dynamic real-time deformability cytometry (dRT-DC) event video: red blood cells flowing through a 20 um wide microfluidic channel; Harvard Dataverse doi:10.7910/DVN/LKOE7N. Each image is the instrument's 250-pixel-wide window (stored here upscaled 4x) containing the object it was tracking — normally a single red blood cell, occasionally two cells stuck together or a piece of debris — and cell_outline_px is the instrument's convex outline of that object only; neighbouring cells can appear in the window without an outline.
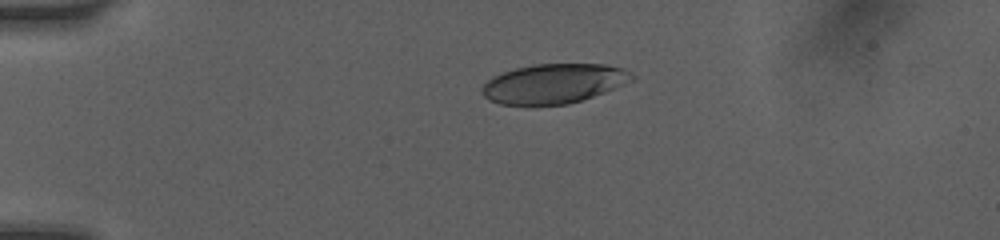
{"species": "human", "species_latin": "Homo sapiens", "temperature_condition": "room temperature", "stored_images_in_passage": 31, "camera_frame_rate_fps": 3000, "um_per_image_px": 0.085, "donor": {"sex": "female"}, "frame": {"image": 1, "passage_image": 1, "time_ms": 0.0, "image_size_px": [1000, 240], "cell_outline_px": [[636, 80], [604, 92], [568, 104], [528, 108], [500, 104], [488, 100], [484, 96], [484, 84], [492, 76], [516, 68], [536, 64], [604, 64], [620, 68], [636, 76]], "centroid_in_image_um": [47.05, 7.15], "position_along_channel_um": 38.0, "area_um2": 35.08}}
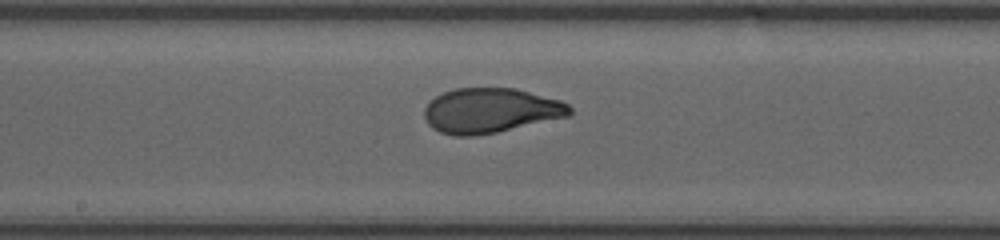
{"frame": {"image": 2, "passage_image": 13, "time_ms": 5.333, "image_size_px": [1000, 240], "cell_outline_px": [[572, 116], [496, 132], [472, 136], [456, 136], [440, 132], [432, 128], [428, 124], [424, 116], [424, 108], [436, 96], [444, 92], [456, 88], [512, 88], [560, 100], [568, 104], [572, 108]], "centroid_in_image_um": [41.71, 9.4], "position_along_channel_um": 206.5, "area_um2": 37.92}}
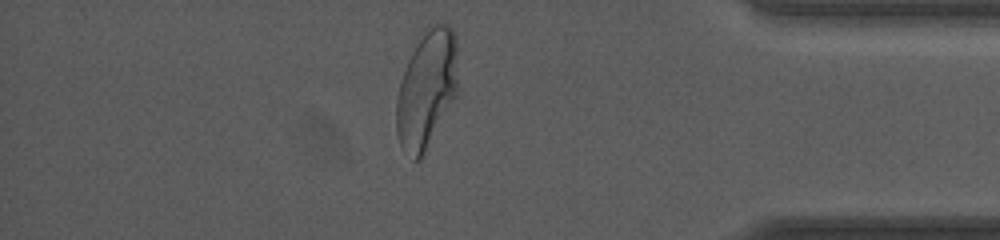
{"frame": {"image": 3, "passage_image": 26, "time_ms": 10.667, "image_size_px": [1000, 240], "cell_outline_px": [[460, 96], [420, 160], [412, 160], [400, 148], [396, 132], [396, 100], [400, 80], [408, 60], [412, 52], [428, 24], [448, 24], [452, 28], [456, 36]], "centroid_in_image_um": [36.32, 7.63], "position_along_channel_um": 398.9, "area_um2": 43.93}, "authors_computed_cell_mechanics": {"area_um2": 38.3792, "velocity_mm_per_s": 4.0995, "shape_relaxation_time_tau1_ms": 4.233, "shape_relaxation_time_tau2_ms": null, "deformation_change_tau1": 0.2017, "deformation_change_tau2": null}}